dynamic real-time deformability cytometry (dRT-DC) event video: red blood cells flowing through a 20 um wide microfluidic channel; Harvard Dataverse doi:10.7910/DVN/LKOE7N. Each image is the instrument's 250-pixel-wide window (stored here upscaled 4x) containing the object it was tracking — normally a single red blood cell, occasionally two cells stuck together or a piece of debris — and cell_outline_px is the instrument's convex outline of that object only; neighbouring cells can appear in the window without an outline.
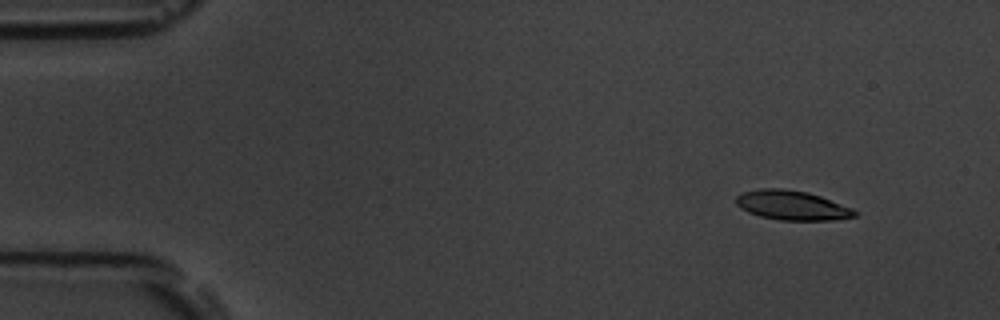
{"species": "common noctule bat (a hibernating species)", "species_latin": "Nyctalus noctula", "temperature_condition": "room temperature", "stored_images_in_passage": 52, "camera_frame_rate_fps": 3000, "um_per_image_px": 0.085, "animal": {"sex": "male", "body_mass_g": 19.5, "forearm_length_mm": 54.6}, "frame": {"image": 1, "passage_image": 3, "time_ms": 0.667, "image_size_px": [1000, 320], "cell_outline_px": [[860, 212], [856, 216], [832, 220], [780, 220], [760, 216], [748, 212], [740, 208], [736, 204], [736, 196], [740, 192], [760, 188], [784, 188], [808, 192], [820, 196], [852, 208]], "centroid_in_image_um": [67.3, 17.44], "position_along_channel_um": 17.7, "area_um2": 20.52}}
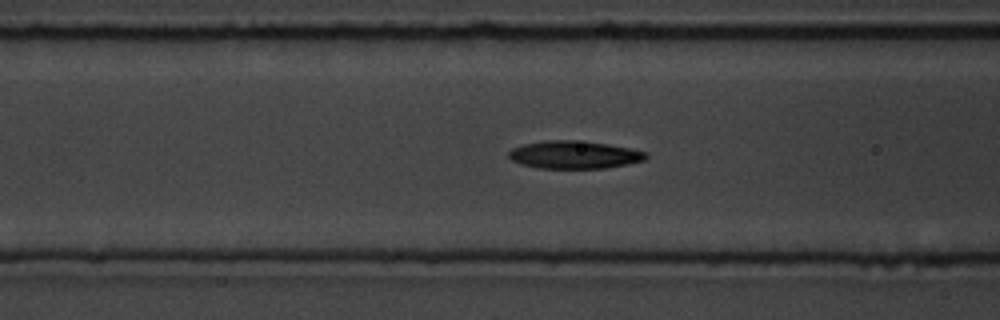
{"frame": {"image": 2, "passage_image": 19, "time_ms": 6.0, "image_size_px": [1000, 320], "cell_outline_px": [[648, 156], [644, 160], [628, 164], [604, 168], [540, 168], [520, 164], [512, 160], [508, 156], [508, 152], [512, 148], [524, 144], [544, 140], [572, 140], [604, 144], [628, 148], [644, 152]], "centroid_in_image_um": [48.75, 13.16], "position_along_channel_um": 117.8, "area_um2": 21.91}}
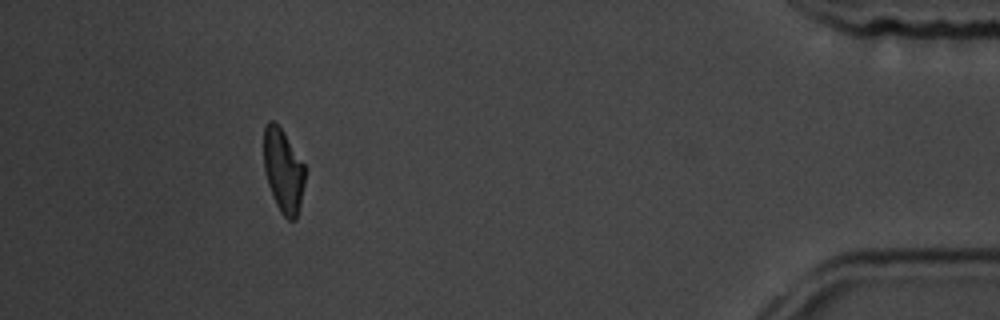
{"frame": {"image": 3, "passage_image": 47, "time_ms": 15.333, "image_size_px": [1000, 320], "cell_outline_px": [[304, 184], [300, 204], [296, 220], [288, 220], [280, 212], [276, 204], [268, 184], [264, 168], [264, 128], [268, 120], [272, 120], [284, 132], [304, 164]], "centroid_in_image_um": [24.07, 14.51], "position_along_channel_um": 411.1, "area_um2": 19.88}, "authors_computed_cell_mechanics": {"area_um2": 21.2126, "velocity_mm_per_s": 3.7887, "shape_relaxation_time_tau1_ms": 2.7942, "shape_relaxation_time_tau2_ms": 5.4372, "deformation_change_tau1": 0.147, "deformation_change_tau2": 0.1488}}